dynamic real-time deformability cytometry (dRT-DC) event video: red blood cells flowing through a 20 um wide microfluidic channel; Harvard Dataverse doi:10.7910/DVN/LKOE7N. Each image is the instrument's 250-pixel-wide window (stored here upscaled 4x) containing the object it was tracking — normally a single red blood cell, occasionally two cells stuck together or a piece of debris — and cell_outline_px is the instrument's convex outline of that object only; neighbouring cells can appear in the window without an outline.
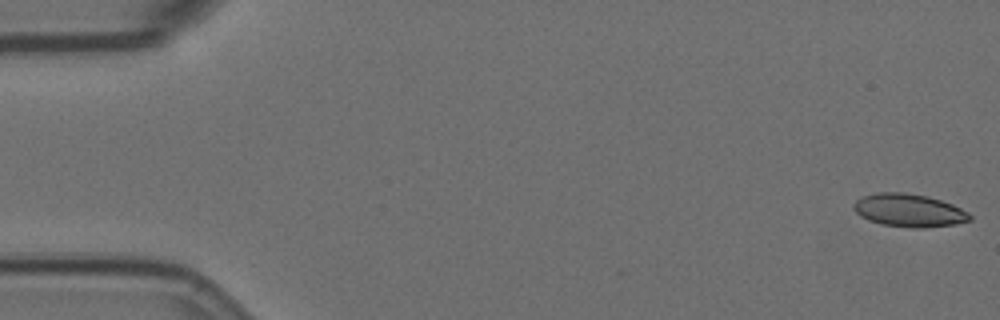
{"species": "Egyptian fruit bat (a non-hibernating species)", "species_latin": "Rousettus aegyptiacus", "temperature_condition": "room temperature", "stored_images_in_passage": 9, "camera_frame_rate_fps": 3000, "um_per_image_px": 0.085, "animal": {"sex": "female"}, "frame": {"image": 1, "passage_image": 1, "time_ms": 0.0, "image_size_px": [1000, 320], "cell_outline_px": [[972, 220], [956, 224], [924, 228], [908, 228], [884, 224], [868, 220], [860, 216], [852, 208], [852, 204], [856, 200], [864, 196], [876, 192], [904, 192], [928, 196], [952, 204], [968, 212], [972, 216]], "centroid_in_image_um": [77.26, 17.88], "position_along_channel_um": 7.7, "area_um2": 22.48}}